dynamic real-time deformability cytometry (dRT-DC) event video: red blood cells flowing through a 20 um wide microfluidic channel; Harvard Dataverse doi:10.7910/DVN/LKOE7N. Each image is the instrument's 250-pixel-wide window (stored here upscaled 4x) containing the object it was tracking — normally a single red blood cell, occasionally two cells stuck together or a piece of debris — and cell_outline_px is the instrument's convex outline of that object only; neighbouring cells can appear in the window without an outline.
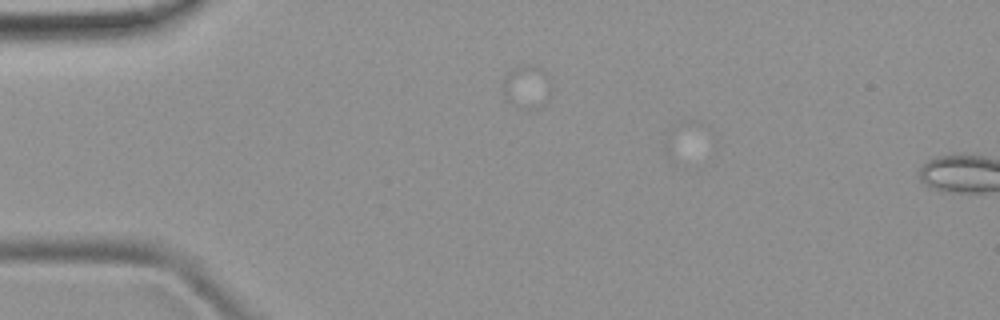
{"species": "common noctule bat (a hibernating species)", "species_latin": "Nyctalus noctula", "temperature_condition": "room temperature", "stored_images_in_passage": 2, "segment_of_instrument_passage": [1, 2], "camera_frame_rate_fps": 3000, "um_per_image_px": 0.085, "animal": {"sex": "female", "body_mass_g": 19.9}, "frame": {"image": 1, "passage_image": 1, "time_ms": 0.0, "image_size_px": [1000, 320], "cell_outline_px": [[548, 96], [536, 108], [520, 108], [508, 100], [504, 96], [500, 88], [508, 72], [516, 68], [528, 64], [548, 72]], "centroid_in_image_um": [44.71, 7.36], "position_along_channel_um": 40.3, "area_um2": 11.62}}